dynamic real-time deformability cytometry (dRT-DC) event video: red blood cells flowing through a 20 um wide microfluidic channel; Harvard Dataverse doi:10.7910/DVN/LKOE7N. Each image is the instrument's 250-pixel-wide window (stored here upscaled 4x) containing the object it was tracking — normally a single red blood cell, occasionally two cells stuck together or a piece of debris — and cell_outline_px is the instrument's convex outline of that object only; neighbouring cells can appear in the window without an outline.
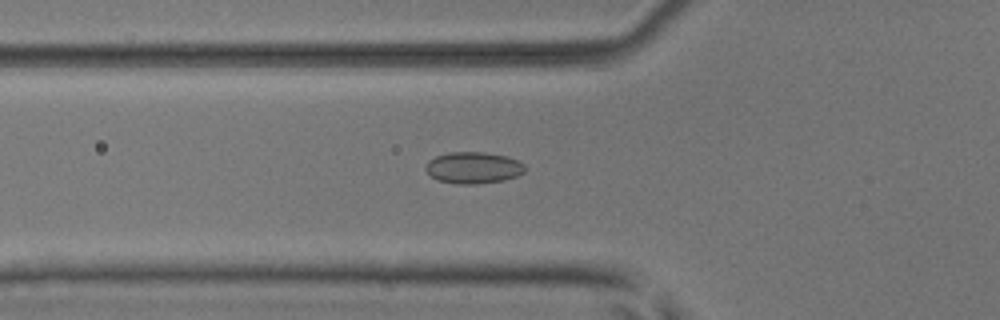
{"species": "common noctule bat (a hibernating species)", "species_latin": "Nyctalus noctula", "temperature_condition": "room temperature", "stored_images_in_passage": 52, "camera_frame_rate_fps": 3000, "um_per_image_px": 0.085, "animal": {"sex": "male", "body_mass_g": 17.9, "forearm_length_mm": 54.2}, "frame": {"image": 1, "passage_image": 19, "time_ms": 6.0, "image_size_px": [1000, 320], "cell_outline_px": [[524, 172], [516, 176], [504, 180], [476, 184], [456, 184], [436, 180], [424, 168], [428, 160], [436, 156], [452, 152], [484, 152], [508, 156], [524, 164]], "centroid_in_image_um": [40.22, 14.26], "position_along_channel_um": 85.6, "area_um2": 18.26}}
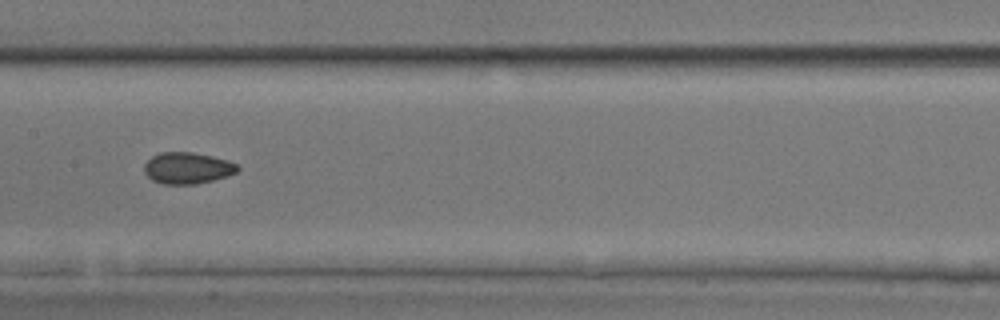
{"frame": {"image": 2, "passage_image": 27, "time_ms": 8.667, "image_size_px": [1000, 320], "cell_outline_px": [[240, 168], [236, 172], [228, 176], [196, 184], [164, 184], [152, 180], [144, 172], [144, 164], [152, 156], [160, 152], [192, 152], [212, 156], [228, 160], [236, 164]], "centroid_in_image_um": [15.93, 14.28], "position_along_channel_um": 191.5, "area_um2": 17.11}}
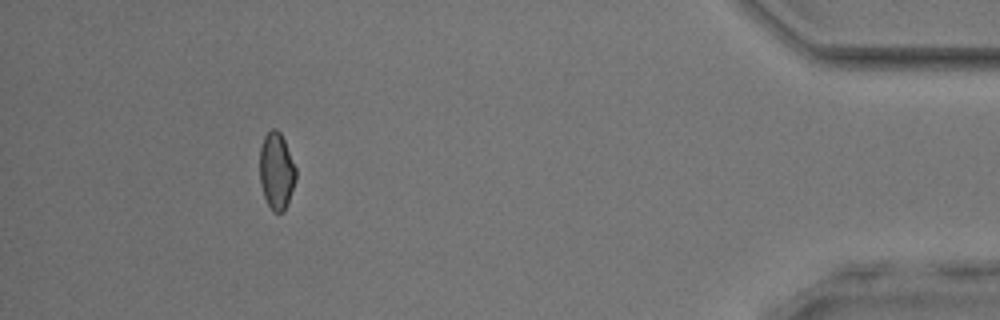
{"frame": {"image": 3, "passage_image": 48, "time_ms": 15.667, "image_size_px": [1000, 320], "cell_outline_px": [[296, 180], [288, 204], [284, 212], [272, 212], [264, 196], [260, 184], [260, 148], [264, 136], [272, 128], [276, 128], [280, 132], [284, 140], [296, 168]], "centroid_in_image_um": [23.51, 14.55], "position_along_channel_um": 411.7, "area_um2": 16.3}, "authors_computed_cell_mechanics": {"area_um2": 17.1666, "velocity_mm_per_s": 3.9647, "shape_relaxation_time_tau1_ms": null, "shape_relaxation_time_tau2_ms": 1.9041, "deformation_change_tau1": null, "deformation_change_tau2": 0.0638}}